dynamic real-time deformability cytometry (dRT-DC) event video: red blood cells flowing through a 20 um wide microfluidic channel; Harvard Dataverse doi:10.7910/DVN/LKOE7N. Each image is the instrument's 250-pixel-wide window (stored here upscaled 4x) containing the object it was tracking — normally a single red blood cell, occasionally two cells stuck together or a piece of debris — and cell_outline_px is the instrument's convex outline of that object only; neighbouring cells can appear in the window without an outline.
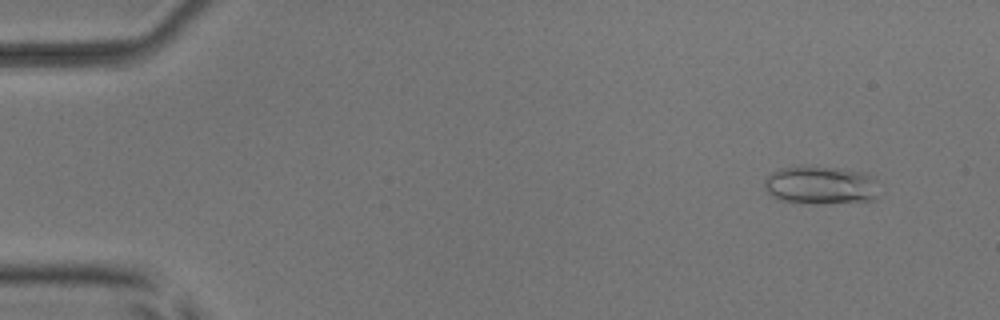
{"species": "common noctule bat (a hibernating species)", "species_latin": "Nyctalus noctula", "temperature_condition": "room temperature", "stored_images_in_passage": 4, "camera_frame_rate_fps": 3000, "um_per_image_px": 0.085, "animal": {"sex": "male", "body_mass_g": 17.9, "forearm_length_mm": 54.2}, "frame": {"image": 1, "passage_image": 2, "time_ms": 1.0, "image_size_px": [1000, 320], "cell_outline_px": [[880, 196], [876, 200], [824, 204], [812, 204], [780, 200], [772, 196], [768, 192], [764, 184], [764, 180], [772, 172], [780, 168], [796, 164], [804, 164], [844, 168], [876, 176]], "centroid_in_image_um": [69.81, 15.71], "position_along_channel_um": 15.2, "area_um2": 26.7}}